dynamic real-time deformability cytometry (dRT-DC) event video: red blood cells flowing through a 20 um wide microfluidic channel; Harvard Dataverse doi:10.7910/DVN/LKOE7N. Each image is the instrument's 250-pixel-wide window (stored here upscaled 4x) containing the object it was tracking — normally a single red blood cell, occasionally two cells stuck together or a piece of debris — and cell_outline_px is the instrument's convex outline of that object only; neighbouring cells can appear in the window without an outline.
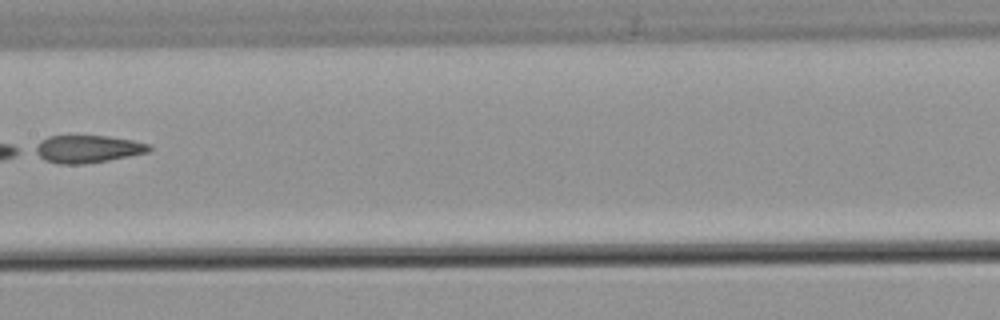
{"species": "common noctule bat (a hibernating species)", "species_latin": "Nyctalus noctula", "temperature_condition": "warm", "stored_images_in_passage": 5, "camera_frame_rate_fps": 3000, "um_per_image_px": 0.085, "animal": {"sex": "male", "body_mass_g": 21.5, "forearm_length_mm": 52.0}, "frame": {"image": 1, "passage_image": 4, "time_ms": 3.667, "image_size_px": [1000, 320], "cell_outline_px": [[152, 148], [148, 152], [108, 160], [84, 164], [56, 164], [44, 160], [32, 152], [32, 148], [40, 140], [48, 136], [108, 136], [132, 140], [148, 144]], "centroid_in_image_um": [7.35, 12.67], "position_along_channel_um": 200.0, "area_um2": 18.44}}